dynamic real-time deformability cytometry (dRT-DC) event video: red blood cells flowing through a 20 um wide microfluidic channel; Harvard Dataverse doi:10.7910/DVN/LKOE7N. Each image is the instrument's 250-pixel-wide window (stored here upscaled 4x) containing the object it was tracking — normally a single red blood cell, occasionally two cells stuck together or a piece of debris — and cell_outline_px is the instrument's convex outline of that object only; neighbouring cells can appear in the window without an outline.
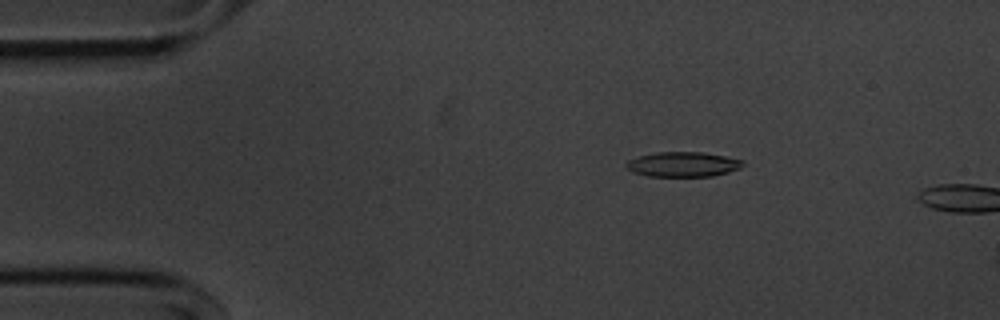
{"species": "common noctule bat (a hibernating species)", "species_latin": "Nyctalus noctula", "temperature_condition": "cold", "stored_images_in_passage": 12, "camera_frame_rate_fps": 3000, "um_per_image_px": 0.085, "animal": {"sex": "male", "body_mass_g": 20.1, "forearm_length_mm": 53.5}, "frame": {"image": 1, "passage_image": 9, "time_ms": 2.667, "image_size_px": [1000, 320], "cell_outline_px": [[744, 164], [740, 168], [728, 172], [712, 176], [648, 176], [632, 172], [624, 164], [628, 160], [640, 156], [656, 152], [700, 152], [724, 156], [744, 160]], "centroid_in_image_um": [58.05, 13.97], "position_along_channel_um": 27.0, "area_um2": 16.82}}